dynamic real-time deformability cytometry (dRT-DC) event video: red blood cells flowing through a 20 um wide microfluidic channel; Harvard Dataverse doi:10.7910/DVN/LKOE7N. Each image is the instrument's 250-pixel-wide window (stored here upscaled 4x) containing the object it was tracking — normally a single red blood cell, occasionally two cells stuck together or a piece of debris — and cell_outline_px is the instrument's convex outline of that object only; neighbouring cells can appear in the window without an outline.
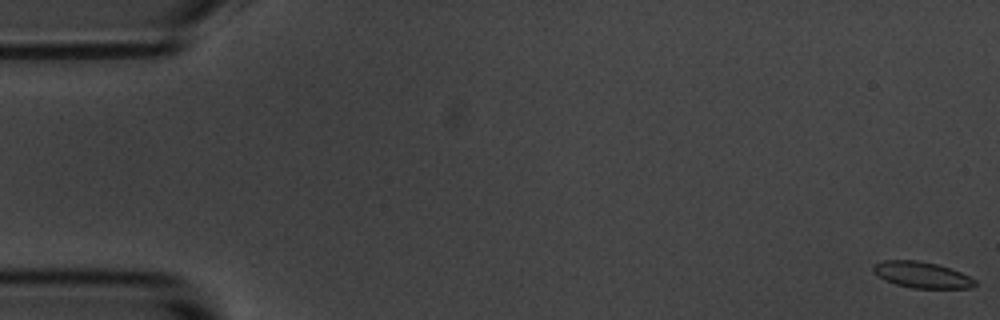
{"species": "common noctule bat (a hibernating species)", "species_latin": "Nyctalus noctula", "temperature_condition": "room temperature", "stored_images_in_passage": 56, "camera_frame_rate_fps": 3000, "um_per_image_px": 0.085, "animal": {"sex": "male", "body_mass_g": 20.1, "forearm_length_mm": 53.5}, "frame": {"image": 1, "passage_image": 1, "time_ms": 0.0, "image_size_px": [1000, 320], "cell_outline_px": [[980, 284], [972, 288], [912, 288], [896, 284], [884, 280], [872, 272], [872, 264], [884, 260], [920, 260], [936, 264], [960, 272], [976, 280]], "centroid_in_image_um": [78.34, 23.36], "position_along_channel_um": 6.7, "area_um2": 15.66}}
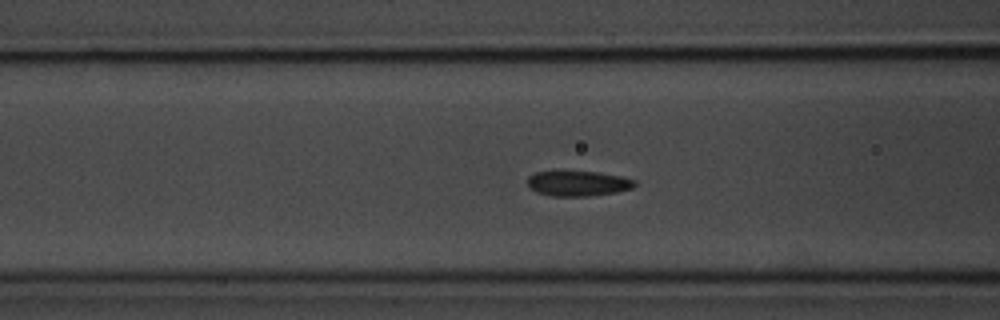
{"frame": {"image": 2, "passage_image": 22, "time_ms": 7.0, "image_size_px": [1000, 320], "cell_outline_px": [[636, 184], [632, 188], [616, 192], [588, 196], [552, 196], [536, 192], [528, 188], [528, 176], [536, 172], [596, 172], [620, 176], [636, 180]], "centroid_in_image_um": [49.12, 15.6], "position_along_channel_um": 117.5, "area_um2": 15.61}}
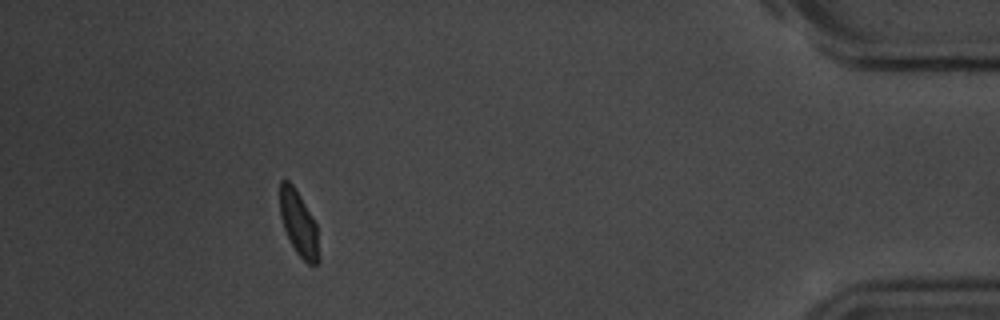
{"frame": {"image": 3, "passage_image": 51, "time_ms": 16.667, "image_size_px": [1000, 320], "cell_outline_px": [[320, 260], [316, 264], [308, 264], [296, 252], [284, 228], [280, 216], [280, 180], [288, 180], [292, 184], [300, 196], [312, 216], [316, 224]], "centroid_in_image_um": [25.4, 19.0], "position_along_channel_um": 409.8, "area_um2": 14.57}, "authors_computed_cell_mechanics": {"area_um2": 15.6638, "velocity_mm_per_s": 3.6199, "shape_relaxation_time_tau1_ms": 2.0109, "shape_relaxation_time_tau2_ms": 1.2619, "deformation_change_tau1": 0.1206, "deformation_change_tau2": 0.0449}}